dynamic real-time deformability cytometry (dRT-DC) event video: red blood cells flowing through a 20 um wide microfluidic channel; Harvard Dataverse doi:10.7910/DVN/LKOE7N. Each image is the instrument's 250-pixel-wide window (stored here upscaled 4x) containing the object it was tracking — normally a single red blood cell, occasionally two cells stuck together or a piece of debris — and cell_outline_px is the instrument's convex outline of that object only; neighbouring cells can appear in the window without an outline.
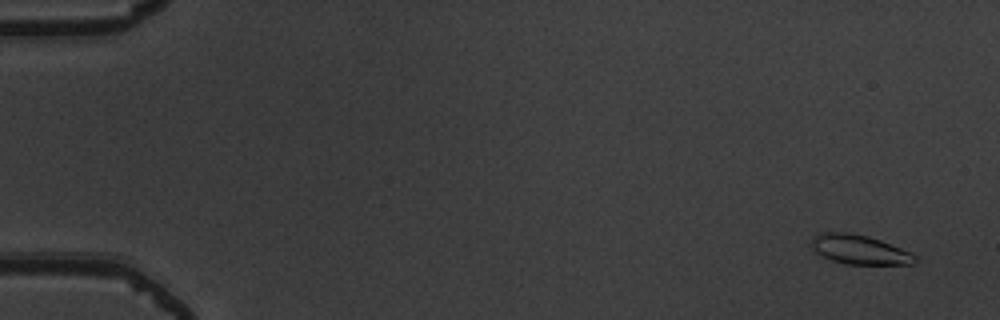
{"species": "common noctule bat (a hibernating species)", "species_latin": "Nyctalus noctula", "temperature_condition": "warm", "stored_images_in_passage": 53, "camera_frame_rate_fps": 3000, "um_per_image_px": 0.085, "animal": {"sex": "male", "body_mass_g": 19.5, "forearm_length_mm": 54.6}, "frame": {"image": 1, "passage_image": 3, "time_ms": 0.667, "image_size_px": [1000, 320], "cell_outline_px": [[920, 260], [916, 264], [844, 264], [832, 260], [816, 252], [812, 248], [812, 236], [820, 232], [848, 232], [868, 236], [880, 240], [900, 248], [916, 256]], "centroid_in_image_um": [73.06, 21.21], "position_along_channel_um": 11.9, "area_um2": 17.69}}
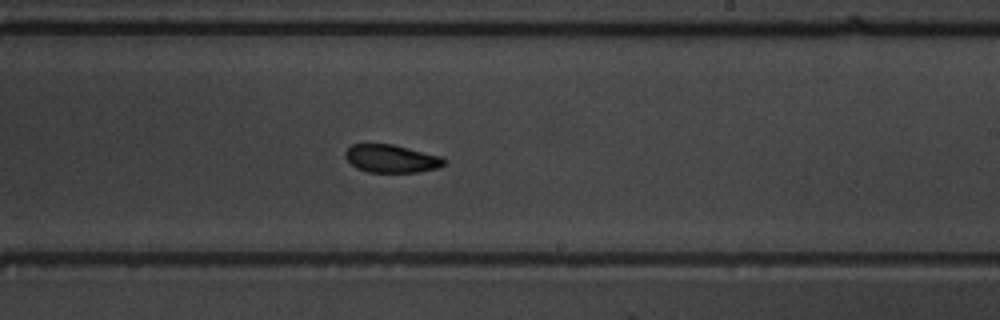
{"frame": {"image": 2, "passage_image": 33, "time_ms": 10.667, "image_size_px": [1000, 320], "cell_outline_px": [[444, 164], [440, 168], [416, 172], [368, 172], [356, 168], [344, 156], [344, 152], [352, 144], [392, 144], [440, 156], [444, 160]], "centroid_in_image_um": [33.24, 13.49], "position_along_channel_um": 255.8, "area_um2": 15.95}}
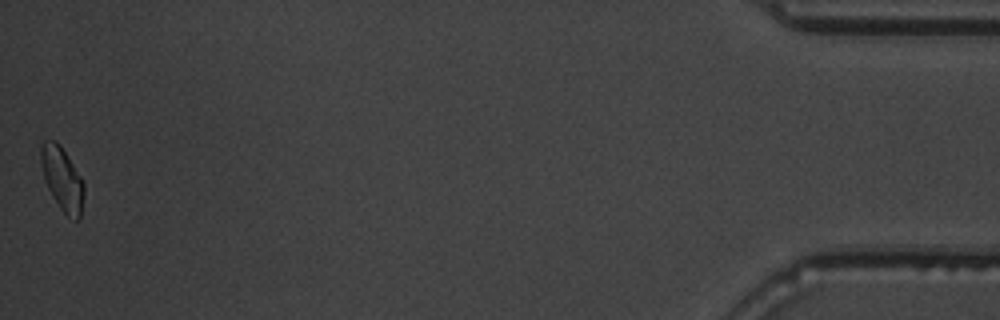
{"frame": {"image": 3, "passage_image": 53, "time_ms": 17.333, "image_size_px": [1000, 320], "cell_outline_px": [[84, 192], [80, 216], [76, 220], [68, 216], [60, 208], [52, 196], [44, 180], [40, 160], [40, 144], [44, 140], [56, 140], [60, 144], [80, 176], [84, 184]], "centroid_in_image_um": [5.26, 15.16], "position_along_channel_um": 429.9, "area_um2": 15.84}, "authors_computed_cell_mechanics": {"area_um2": 16.7042, "velocity_mm_per_s": 3.9239, "shape_relaxation_time_tau1_ms": 3.0443, "shape_relaxation_time_tau2_ms": 1.7403, "deformation_change_tau1": 0.1185, "deformation_change_tau2": 0.051}}